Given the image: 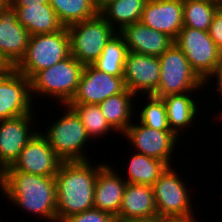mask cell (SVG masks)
Segmentation results:
<instances>
[{
  "label": "cell",
  "instance_id": "cell-1",
  "mask_svg": "<svg viewBox=\"0 0 222 222\" xmlns=\"http://www.w3.org/2000/svg\"><path fill=\"white\" fill-rule=\"evenodd\" d=\"M0 194L29 216L57 222L55 177L27 174L10 166L0 173Z\"/></svg>",
  "mask_w": 222,
  "mask_h": 222
},
{
  "label": "cell",
  "instance_id": "cell-2",
  "mask_svg": "<svg viewBox=\"0 0 222 222\" xmlns=\"http://www.w3.org/2000/svg\"><path fill=\"white\" fill-rule=\"evenodd\" d=\"M62 161L55 175L57 222L94 208V189L98 171L106 162Z\"/></svg>",
  "mask_w": 222,
  "mask_h": 222
},
{
  "label": "cell",
  "instance_id": "cell-3",
  "mask_svg": "<svg viewBox=\"0 0 222 222\" xmlns=\"http://www.w3.org/2000/svg\"><path fill=\"white\" fill-rule=\"evenodd\" d=\"M61 107L64 108V112L60 110L63 115L60 116L59 114L57 120L53 117V123L48 120V126L44 124L45 130L39 131L62 161H88L92 159L88 155L90 150L88 145L93 143L88 137L81 119L67 104L61 105ZM85 146H87V152Z\"/></svg>",
  "mask_w": 222,
  "mask_h": 222
},
{
  "label": "cell",
  "instance_id": "cell-4",
  "mask_svg": "<svg viewBox=\"0 0 222 222\" xmlns=\"http://www.w3.org/2000/svg\"><path fill=\"white\" fill-rule=\"evenodd\" d=\"M83 68L84 65L70 54L54 66L37 72L30 79L33 101L37 102L41 97L47 101L55 99L49 103L56 102V108L68 104L77 91Z\"/></svg>",
  "mask_w": 222,
  "mask_h": 222
},
{
  "label": "cell",
  "instance_id": "cell-5",
  "mask_svg": "<svg viewBox=\"0 0 222 222\" xmlns=\"http://www.w3.org/2000/svg\"><path fill=\"white\" fill-rule=\"evenodd\" d=\"M70 55V37L66 27L51 34L30 35L24 57L14 67L31 79Z\"/></svg>",
  "mask_w": 222,
  "mask_h": 222
},
{
  "label": "cell",
  "instance_id": "cell-6",
  "mask_svg": "<svg viewBox=\"0 0 222 222\" xmlns=\"http://www.w3.org/2000/svg\"><path fill=\"white\" fill-rule=\"evenodd\" d=\"M159 62L161 77L154 96L162 98L181 93L201 95L203 92L200 93V90L203 89L206 93V84L192 70L187 57L175 43L159 56Z\"/></svg>",
  "mask_w": 222,
  "mask_h": 222
},
{
  "label": "cell",
  "instance_id": "cell-7",
  "mask_svg": "<svg viewBox=\"0 0 222 222\" xmlns=\"http://www.w3.org/2000/svg\"><path fill=\"white\" fill-rule=\"evenodd\" d=\"M66 28L70 37V54L83 65L93 64L109 40L118 33L100 14Z\"/></svg>",
  "mask_w": 222,
  "mask_h": 222
},
{
  "label": "cell",
  "instance_id": "cell-8",
  "mask_svg": "<svg viewBox=\"0 0 222 222\" xmlns=\"http://www.w3.org/2000/svg\"><path fill=\"white\" fill-rule=\"evenodd\" d=\"M174 43L182 50L190 67L206 84L216 73L222 51L216 46L208 31L183 27Z\"/></svg>",
  "mask_w": 222,
  "mask_h": 222
},
{
  "label": "cell",
  "instance_id": "cell-9",
  "mask_svg": "<svg viewBox=\"0 0 222 222\" xmlns=\"http://www.w3.org/2000/svg\"><path fill=\"white\" fill-rule=\"evenodd\" d=\"M176 170L174 165L168 166L152 185L156 210L160 218L196 211L193 207V205L195 206V201H193L195 199L192 198L193 192L189 191L191 187L186 183L185 176L178 173L180 170Z\"/></svg>",
  "mask_w": 222,
  "mask_h": 222
},
{
  "label": "cell",
  "instance_id": "cell-10",
  "mask_svg": "<svg viewBox=\"0 0 222 222\" xmlns=\"http://www.w3.org/2000/svg\"><path fill=\"white\" fill-rule=\"evenodd\" d=\"M121 136V140L124 137L129 142L130 148L132 147L130 150L134 149V152L162 160L168 166H173V162L175 164L176 160L180 161L179 159L172 161L171 158L173 155L177 157L173 152L177 150L176 147H181L179 144L183 140L180 141V138L172 131L155 130L139 123L135 117Z\"/></svg>",
  "mask_w": 222,
  "mask_h": 222
},
{
  "label": "cell",
  "instance_id": "cell-11",
  "mask_svg": "<svg viewBox=\"0 0 222 222\" xmlns=\"http://www.w3.org/2000/svg\"><path fill=\"white\" fill-rule=\"evenodd\" d=\"M36 104L31 95L30 79L15 68L0 74V121L36 114L33 110Z\"/></svg>",
  "mask_w": 222,
  "mask_h": 222
},
{
  "label": "cell",
  "instance_id": "cell-12",
  "mask_svg": "<svg viewBox=\"0 0 222 222\" xmlns=\"http://www.w3.org/2000/svg\"><path fill=\"white\" fill-rule=\"evenodd\" d=\"M35 116L27 114L0 121V173L14 163L25 145L39 131L37 125L40 122L36 124L38 120Z\"/></svg>",
  "mask_w": 222,
  "mask_h": 222
},
{
  "label": "cell",
  "instance_id": "cell-13",
  "mask_svg": "<svg viewBox=\"0 0 222 222\" xmlns=\"http://www.w3.org/2000/svg\"><path fill=\"white\" fill-rule=\"evenodd\" d=\"M125 89L123 77L100 71L92 64L84 65L77 91L68 104H100Z\"/></svg>",
  "mask_w": 222,
  "mask_h": 222
},
{
  "label": "cell",
  "instance_id": "cell-14",
  "mask_svg": "<svg viewBox=\"0 0 222 222\" xmlns=\"http://www.w3.org/2000/svg\"><path fill=\"white\" fill-rule=\"evenodd\" d=\"M161 77L159 57L128 51L123 79L125 87L136 96L153 95Z\"/></svg>",
  "mask_w": 222,
  "mask_h": 222
},
{
  "label": "cell",
  "instance_id": "cell-15",
  "mask_svg": "<svg viewBox=\"0 0 222 222\" xmlns=\"http://www.w3.org/2000/svg\"><path fill=\"white\" fill-rule=\"evenodd\" d=\"M61 163L47 139L38 131L10 167L27 174L55 177Z\"/></svg>",
  "mask_w": 222,
  "mask_h": 222
},
{
  "label": "cell",
  "instance_id": "cell-16",
  "mask_svg": "<svg viewBox=\"0 0 222 222\" xmlns=\"http://www.w3.org/2000/svg\"><path fill=\"white\" fill-rule=\"evenodd\" d=\"M29 36L10 3L0 10V54L12 68L24 57Z\"/></svg>",
  "mask_w": 222,
  "mask_h": 222
},
{
  "label": "cell",
  "instance_id": "cell-17",
  "mask_svg": "<svg viewBox=\"0 0 222 222\" xmlns=\"http://www.w3.org/2000/svg\"><path fill=\"white\" fill-rule=\"evenodd\" d=\"M140 22L175 40L183 28V0H148Z\"/></svg>",
  "mask_w": 222,
  "mask_h": 222
},
{
  "label": "cell",
  "instance_id": "cell-18",
  "mask_svg": "<svg viewBox=\"0 0 222 222\" xmlns=\"http://www.w3.org/2000/svg\"><path fill=\"white\" fill-rule=\"evenodd\" d=\"M192 94L193 93L170 94L162 97L166 107L170 130L174 132L179 138L180 136H184V132L187 135L186 132L188 129L198 125L196 123H198V120H201L202 118V114L199 112V109L200 107L203 109L205 108L203 102L206 101L205 104L207 103L206 98L200 103L199 94Z\"/></svg>",
  "mask_w": 222,
  "mask_h": 222
},
{
  "label": "cell",
  "instance_id": "cell-19",
  "mask_svg": "<svg viewBox=\"0 0 222 222\" xmlns=\"http://www.w3.org/2000/svg\"><path fill=\"white\" fill-rule=\"evenodd\" d=\"M108 163L98 171L94 189V208L106 211L116 218L127 182L118 173L122 172V169L116 170L115 165Z\"/></svg>",
  "mask_w": 222,
  "mask_h": 222
},
{
  "label": "cell",
  "instance_id": "cell-20",
  "mask_svg": "<svg viewBox=\"0 0 222 222\" xmlns=\"http://www.w3.org/2000/svg\"><path fill=\"white\" fill-rule=\"evenodd\" d=\"M119 33L124 37L130 52L159 57L174 44L171 37L147 27L140 21L126 26Z\"/></svg>",
  "mask_w": 222,
  "mask_h": 222
},
{
  "label": "cell",
  "instance_id": "cell-21",
  "mask_svg": "<svg viewBox=\"0 0 222 222\" xmlns=\"http://www.w3.org/2000/svg\"><path fill=\"white\" fill-rule=\"evenodd\" d=\"M158 216L152 186L127 183L116 221Z\"/></svg>",
  "mask_w": 222,
  "mask_h": 222
},
{
  "label": "cell",
  "instance_id": "cell-22",
  "mask_svg": "<svg viewBox=\"0 0 222 222\" xmlns=\"http://www.w3.org/2000/svg\"><path fill=\"white\" fill-rule=\"evenodd\" d=\"M13 7L17 11L18 22L29 35L51 34L64 28L50 4Z\"/></svg>",
  "mask_w": 222,
  "mask_h": 222
},
{
  "label": "cell",
  "instance_id": "cell-23",
  "mask_svg": "<svg viewBox=\"0 0 222 222\" xmlns=\"http://www.w3.org/2000/svg\"><path fill=\"white\" fill-rule=\"evenodd\" d=\"M135 99L136 95L126 88L122 93L110 96L98 104L109 125L119 135H122L128 129L133 122V118H135L134 111L136 108L134 107L137 102Z\"/></svg>",
  "mask_w": 222,
  "mask_h": 222
},
{
  "label": "cell",
  "instance_id": "cell-24",
  "mask_svg": "<svg viewBox=\"0 0 222 222\" xmlns=\"http://www.w3.org/2000/svg\"><path fill=\"white\" fill-rule=\"evenodd\" d=\"M131 153H133L130 155L131 158H127L129 164L123 166V168L126 167L123 169L126 175L123 174L124 172L120 173L127 183L152 186L168 167L162 160L137 152Z\"/></svg>",
  "mask_w": 222,
  "mask_h": 222
},
{
  "label": "cell",
  "instance_id": "cell-25",
  "mask_svg": "<svg viewBox=\"0 0 222 222\" xmlns=\"http://www.w3.org/2000/svg\"><path fill=\"white\" fill-rule=\"evenodd\" d=\"M148 0H115L99 14L119 33L126 26L139 22Z\"/></svg>",
  "mask_w": 222,
  "mask_h": 222
},
{
  "label": "cell",
  "instance_id": "cell-26",
  "mask_svg": "<svg viewBox=\"0 0 222 222\" xmlns=\"http://www.w3.org/2000/svg\"><path fill=\"white\" fill-rule=\"evenodd\" d=\"M127 53L128 49L124 37L120 33H116L92 65L112 76L123 77Z\"/></svg>",
  "mask_w": 222,
  "mask_h": 222
},
{
  "label": "cell",
  "instance_id": "cell-27",
  "mask_svg": "<svg viewBox=\"0 0 222 222\" xmlns=\"http://www.w3.org/2000/svg\"><path fill=\"white\" fill-rule=\"evenodd\" d=\"M64 27L96 17L99 11L93 0H49Z\"/></svg>",
  "mask_w": 222,
  "mask_h": 222
},
{
  "label": "cell",
  "instance_id": "cell-28",
  "mask_svg": "<svg viewBox=\"0 0 222 222\" xmlns=\"http://www.w3.org/2000/svg\"><path fill=\"white\" fill-rule=\"evenodd\" d=\"M140 96L138 97L136 96L135 100L145 101L146 103L145 104L144 102L142 104L141 102L135 103L138 105L135 106V108H137L135 109V114L139 115V116L135 115V117H137L136 120L139 123L146 125L150 128H153L155 130L171 131L168 124L166 107L163 102V99L154 95H146V96L140 95ZM142 97H144L143 100ZM139 104H141L143 107L142 106L139 107Z\"/></svg>",
  "mask_w": 222,
  "mask_h": 222
},
{
  "label": "cell",
  "instance_id": "cell-29",
  "mask_svg": "<svg viewBox=\"0 0 222 222\" xmlns=\"http://www.w3.org/2000/svg\"><path fill=\"white\" fill-rule=\"evenodd\" d=\"M71 107L81 119L87 135L90 139L97 141V137L107 138L110 135L117 134L103 116L98 104H67ZM114 132V133H113ZM113 133V134H112ZM107 135V137H105Z\"/></svg>",
  "mask_w": 222,
  "mask_h": 222
},
{
  "label": "cell",
  "instance_id": "cell-30",
  "mask_svg": "<svg viewBox=\"0 0 222 222\" xmlns=\"http://www.w3.org/2000/svg\"><path fill=\"white\" fill-rule=\"evenodd\" d=\"M220 4L183 0V27L208 31Z\"/></svg>",
  "mask_w": 222,
  "mask_h": 222
},
{
  "label": "cell",
  "instance_id": "cell-31",
  "mask_svg": "<svg viewBox=\"0 0 222 222\" xmlns=\"http://www.w3.org/2000/svg\"><path fill=\"white\" fill-rule=\"evenodd\" d=\"M60 222H116V218L106 211L93 208L70 215Z\"/></svg>",
  "mask_w": 222,
  "mask_h": 222
},
{
  "label": "cell",
  "instance_id": "cell-32",
  "mask_svg": "<svg viewBox=\"0 0 222 222\" xmlns=\"http://www.w3.org/2000/svg\"><path fill=\"white\" fill-rule=\"evenodd\" d=\"M213 78H214V80H213ZM212 80V81H211ZM212 83H211V82ZM214 81V82H213ZM210 85L212 86V87H210ZM208 87H209V89H208ZM206 88H207V90H208V92H211L210 90H214V92L216 91L218 94L217 95H219L218 96V98L216 99V100H218L219 101V103L221 102L222 103V59H221V61H220V63H219V65H218V67H217V70H216V73L211 77V79L206 83ZM211 88V89H210ZM213 88V89H212ZM215 88V89H214ZM222 105V104H221ZM222 106H220V108H221ZM219 108V110H218V114L216 113L215 114V117H217L218 118V116H219V118H218V120H222V108L220 109ZM219 111H220V113H219Z\"/></svg>",
  "mask_w": 222,
  "mask_h": 222
},
{
  "label": "cell",
  "instance_id": "cell-33",
  "mask_svg": "<svg viewBox=\"0 0 222 222\" xmlns=\"http://www.w3.org/2000/svg\"><path fill=\"white\" fill-rule=\"evenodd\" d=\"M208 33L216 46L222 51V7L215 13Z\"/></svg>",
  "mask_w": 222,
  "mask_h": 222
},
{
  "label": "cell",
  "instance_id": "cell-34",
  "mask_svg": "<svg viewBox=\"0 0 222 222\" xmlns=\"http://www.w3.org/2000/svg\"><path fill=\"white\" fill-rule=\"evenodd\" d=\"M196 212H190L187 214L168 215L160 218V222H199L201 218L195 216Z\"/></svg>",
  "mask_w": 222,
  "mask_h": 222
},
{
  "label": "cell",
  "instance_id": "cell-35",
  "mask_svg": "<svg viewBox=\"0 0 222 222\" xmlns=\"http://www.w3.org/2000/svg\"><path fill=\"white\" fill-rule=\"evenodd\" d=\"M12 6H29L49 4V0H10Z\"/></svg>",
  "mask_w": 222,
  "mask_h": 222
},
{
  "label": "cell",
  "instance_id": "cell-36",
  "mask_svg": "<svg viewBox=\"0 0 222 222\" xmlns=\"http://www.w3.org/2000/svg\"><path fill=\"white\" fill-rule=\"evenodd\" d=\"M116 222H160V217L155 216V217L130 219L126 221H116Z\"/></svg>",
  "mask_w": 222,
  "mask_h": 222
},
{
  "label": "cell",
  "instance_id": "cell-37",
  "mask_svg": "<svg viewBox=\"0 0 222 222\" xmlns=\"http://www.w3.org/2000/svg\"><path fill=\"white\" fill-rule=\"evenodd\" d=\"M115 0H93L94 6L100 12L105 6Z\"/></svg>",
  "mask_w": 222,
  "mask_h": 222
},
{
  "label": "cell",
  "instance_id": "cell-38",
  "mask_svg": "<svg viewBox=\"0 0 222 222\" xmlns=\"http://www.w3.org/2000/svg\"><path fill=\"white\" fill-rule=\"evenodd\" d=\"M12 67L5 61L0 54V74L8 72Z\"/></svg>",
  "mask_w": 222,
  "mask_h": 222
},
{
  "label": "cell",
  "instance_id": "cell-39",
  "mask_svg": "<svg viewBox=\"0 0 222 222\" xmlns=\"http://www.w3.org/2000/svg\"><path fill=\"white\" fill-rule=\"evenodd\" d=\"M187 1H202V2L217 3L221 5V0H187Z\"/></svg>",
  "mask_w": 222,
  "mask_h": 222
},
{
  "label": "cell",
  "instance_id": "cell-40",
  "mask_svg": "<svg viewBox=\"0 0 222 222\" xmlns=\"http://www.w3.org/2000/svg\"><path fill=\"white\" fill-rule=\"evenodd\" d=\"M10 3V0H0V10L5 8Z\"/></svg>",
  "mask_w": 222,
  "mask_h": 222
}]
</instances>
